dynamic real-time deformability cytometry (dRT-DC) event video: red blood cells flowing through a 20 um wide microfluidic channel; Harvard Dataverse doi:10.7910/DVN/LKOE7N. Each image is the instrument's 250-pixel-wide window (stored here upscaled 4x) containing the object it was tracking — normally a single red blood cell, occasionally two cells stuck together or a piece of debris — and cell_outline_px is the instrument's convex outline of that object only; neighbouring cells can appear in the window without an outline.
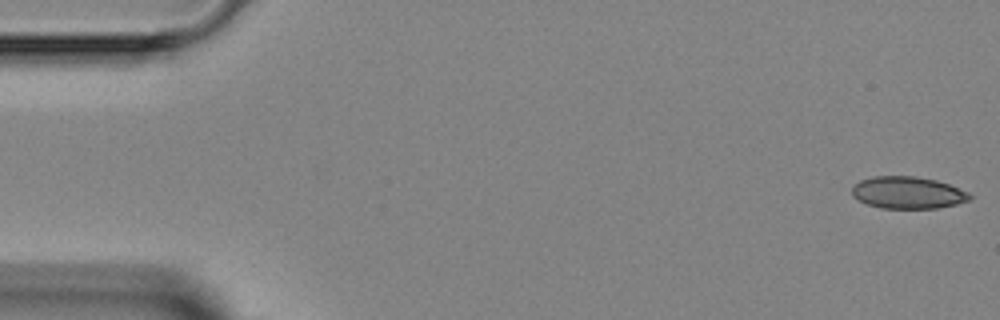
{"species": "Egyptian fruit bat (a non-hibernating species)", "species_latin": "Rousettus aegyptiacus", "temperature_condition": "room temperature", "stored_images_in_passage": 4, "camera_frame_rate_fps": 3000, "um_per_image_px": 0.085, "animal": {"sex": "female"}, "frame": {"image": 1, "passage_image": 1, "time_ms": 0.0, "image_size_px": [1000, 320], "cell_outline_px": [[972, 196], [968, 200], [956, 204], [940, 208], [880, 208], [868, 204], [852, 196], [852, 188], [860, 180], [872, 176], [916, 176], [936, 180], [948, 184], [968, 192]], "centroid_in_image_um": [77.15, 16.37], "position_along_channel_um": 7.8, "area_um2": 21.91}}